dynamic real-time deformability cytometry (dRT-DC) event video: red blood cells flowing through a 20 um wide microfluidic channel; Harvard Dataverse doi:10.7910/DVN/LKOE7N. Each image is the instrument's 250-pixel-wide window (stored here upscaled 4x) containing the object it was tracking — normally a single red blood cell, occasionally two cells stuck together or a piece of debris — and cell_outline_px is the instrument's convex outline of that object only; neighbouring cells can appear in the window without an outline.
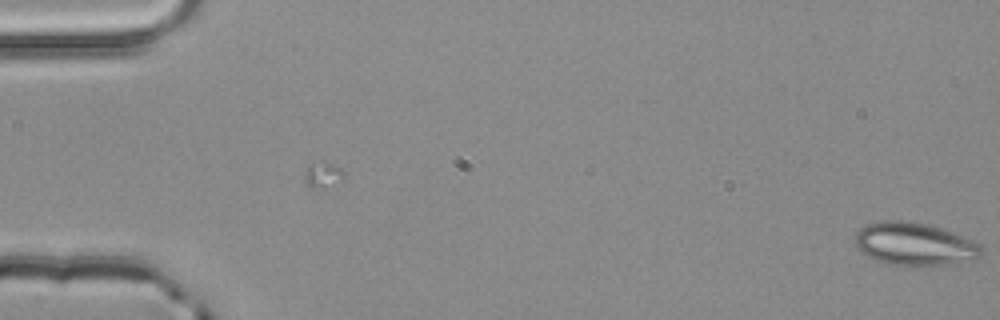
{"species": "common noctule bat (a hibernating species)", "species_latin": "Nyctalus noctula", "temperature_condition": "room temperature", "stored_images_in_passage": 3, "camera_frame_rate_fps": 3000, "um_per_image_px": 0.085, "animal": {"sex": "male", "body_mass_g": 20.4}, "frame": {"image": 1, "passage_image": 3, "time_ms": 0.667, "image_size_px": [1000, 320], "cell_outline_px": [[984, 252], [980, 256], [972, 260], [944, 264], [884, 264], [860, 252], [856, 248], [856, 232], [864, 224], [884, 220], [900, 220], [928, 224], [940, 228], [972, 240], [980, 244], [984, 248]], "centroid_in_image_um": [77.7, 20.72], "position_along_channel_um": 7.3, "area_um2": 31.27}}